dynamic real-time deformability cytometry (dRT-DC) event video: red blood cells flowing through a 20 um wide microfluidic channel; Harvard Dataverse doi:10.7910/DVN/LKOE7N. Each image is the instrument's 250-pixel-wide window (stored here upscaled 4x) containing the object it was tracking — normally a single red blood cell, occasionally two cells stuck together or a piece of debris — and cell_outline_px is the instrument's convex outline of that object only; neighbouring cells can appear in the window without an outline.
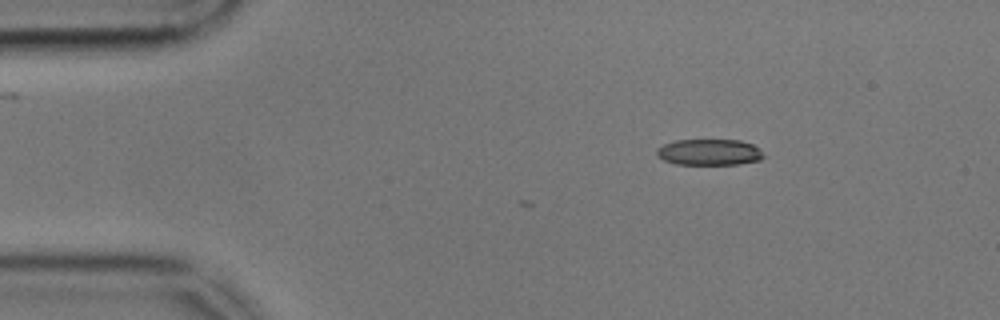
{"species": "common noctule bat (a hibernating species)", "species_latin": "Nyctalus noctula", "temperature_condition": "cold", "stored_images_in_passage": 3, "camera_frame_rate_fps": 3000, "um_per_image_px": 0.085, "animal": {"sex": "male", "body_mass_g": 17.9, "forearm_length_mm": 54.2}, "frame": {"image": 1, "passage_image": 1, "time_ms": 0.0, "image_size_px": [1000, 320], "cell_outline_px": [[764, 156], [760, 160], [740, 164], [676, 164], [664, 160], [656, 156], [656, 148], [664, 144], [676, 140], [740, 140], [752, 144], [760, 148]], "centroid_in_image_um": [60.28, 12.93], "position_along_channel_um": 24.7, "area_um2": 16.36}}